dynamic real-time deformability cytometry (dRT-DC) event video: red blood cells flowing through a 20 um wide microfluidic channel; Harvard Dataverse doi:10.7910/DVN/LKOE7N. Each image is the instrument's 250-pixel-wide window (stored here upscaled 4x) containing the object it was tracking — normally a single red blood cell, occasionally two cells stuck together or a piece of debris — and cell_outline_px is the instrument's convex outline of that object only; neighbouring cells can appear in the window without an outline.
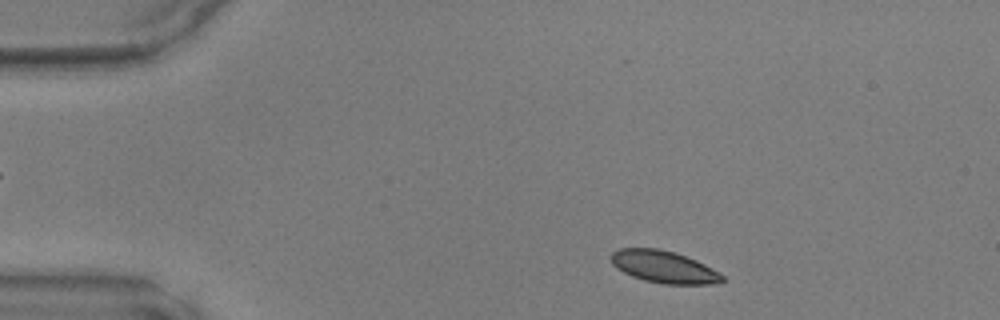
{"species": "common noctule bat (a hibernating species)", "species_latin": "Nyctalus noctula", "temperature_condition": "warm", "stored_images_in_passage": 43, "camera_frame_rate_fps": 3000, "um_per_image_px": 0.085, "animal": {"sex": "male", "body_mass_g": 17.9, "forearm_length_mm": 54.2}, "frame": {"image": 1, "passage_image": 3, "time_ms": 0.667, "image_size_px": [1000, 320], "cell_outline_px": [[724, 280], [720, 284], [664, 284], [644, 280], [632, 276], [616, 268], [612, 264], [612, 252], [620, 248], [660, 248], [696, 260], [704, 264], [724, 276]], "centroid_in_image_um": [56.43, 22.69], "position_along_channel_um": 28.6, "area_um2": 20.69}}
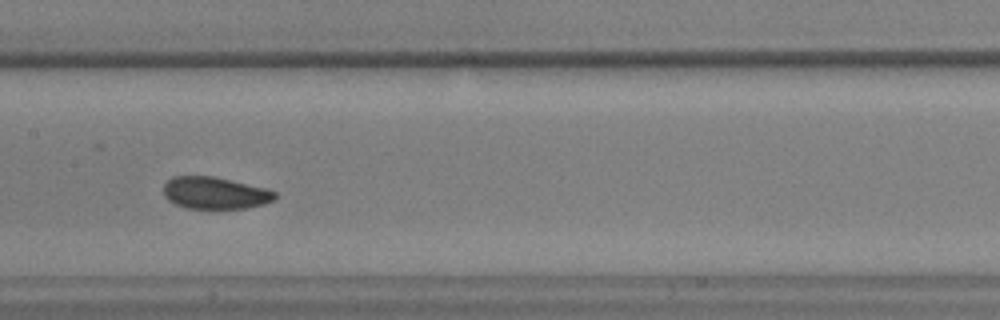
{"frame": {"image": 2, "passage_image": 19, "time_ms": 6.0, "image_size_px": [1000, 320], "cell_outline_px": [[276, 200], [264, 204], [244, 208], [184, 208], [168, 200], [164, 196], [164, 184], [172, 176], [212, 176], [268, 188], [276, 192]], "centroid_in_image_um": [18.29, 16.4], "position_along_channel_um": 189.1, "area_um2": 20.87}}
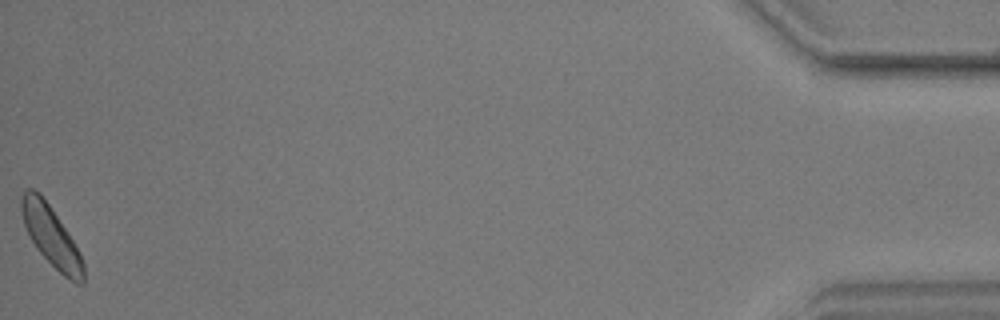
{"frame": {"image": 3, "passage_image": 43, "time_ms": 14.0, "image_size_px": [1000, 320], "cell_outline_px": [[84, 284], [76, 284], [64, 276], [36, 248], [24, 224], [20, 212], [20, 196], [28, 188], [32, 188], [40, 192], [80, 252], [84, 264]], "centroid_in_image_um": [4.34, 20.07], "position_along_channel_um": 430.9, "area_um2": 21.33}}